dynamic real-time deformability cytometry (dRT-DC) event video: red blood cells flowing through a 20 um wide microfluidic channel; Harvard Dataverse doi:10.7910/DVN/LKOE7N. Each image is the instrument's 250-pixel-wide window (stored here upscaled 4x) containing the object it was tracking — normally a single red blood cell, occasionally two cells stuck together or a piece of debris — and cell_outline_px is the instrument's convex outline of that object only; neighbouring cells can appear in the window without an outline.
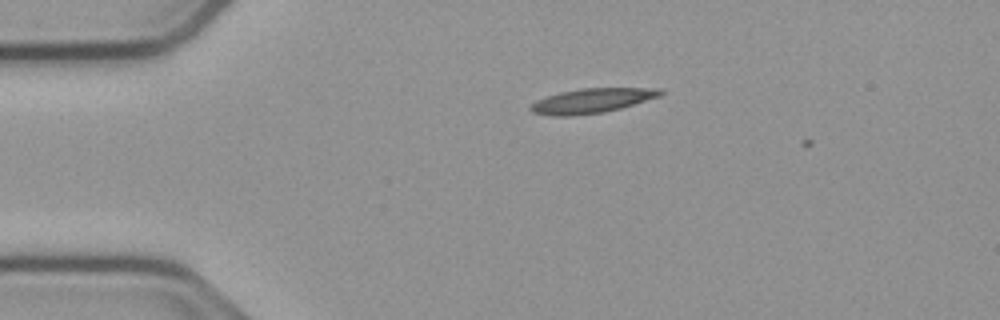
{"species": "common noctule bat (a hibernating species)", "species_latin": "Nyctalus noctula", "temperature_condition": "cold", "stored_images_in_passage": 7, "camera_frame_rate_fps": 3000, "um_per_image_px": 0.085, "animal": {"sex": "male", "body_mass_g": 23.1, "forearm_length_mm": 52.7}, "frame": {"image": 1, "passage_image": 6, "time_ms": 1.667, "image_size_px": [1000, 320], "cell_outline_px": [[664, 92], [660, 96], [620, 108], [604, 112], [572, 116], [552, 116], [532, 112], [528, 108], [536, 100], [560, 92], [580, 88], [660, 88]], "centroid_in_image_um": [50.29, 8.56], "position_along_channel_um": 34.7, "area_um2": 18.55}}